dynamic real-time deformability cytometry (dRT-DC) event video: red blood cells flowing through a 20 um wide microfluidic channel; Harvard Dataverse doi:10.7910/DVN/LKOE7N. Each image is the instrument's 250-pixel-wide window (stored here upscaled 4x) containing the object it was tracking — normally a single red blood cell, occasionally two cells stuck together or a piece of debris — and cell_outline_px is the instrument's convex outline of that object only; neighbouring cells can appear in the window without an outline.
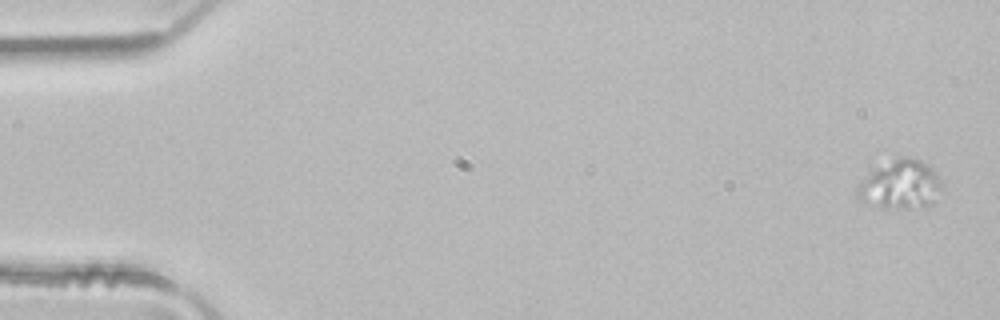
{"species": "common noctule bat (a hibernating species)", "species_latin": "Nyctalus noctula", "temperature_condition": "room temperature", "stored_images_in_passage": 4, "camera_frame_rate_fps": 3000, "um_per_image_px": 0.085, "animal": {"sex": "male", "body_mass_g": 21.5, "forearm_length_mm": 52.0}, "frame": {"image": 1, "passage_image": 1, "time_ms": 0.0, "image_size_px": [1000, 320], "cell_outline_px": [[940, 188], [924, 204], [908, 208], [880, 208], [860, 200], [856, 196], [856, 192], [860, 184], [876, 168], [896, 156], [908, 156], [920, 160], [932, 168], [940, 180]], "centroid_in_image_um": [76.46, 15.65], "position_along_channel_um": 8.5, "area_um2": 23.06}}
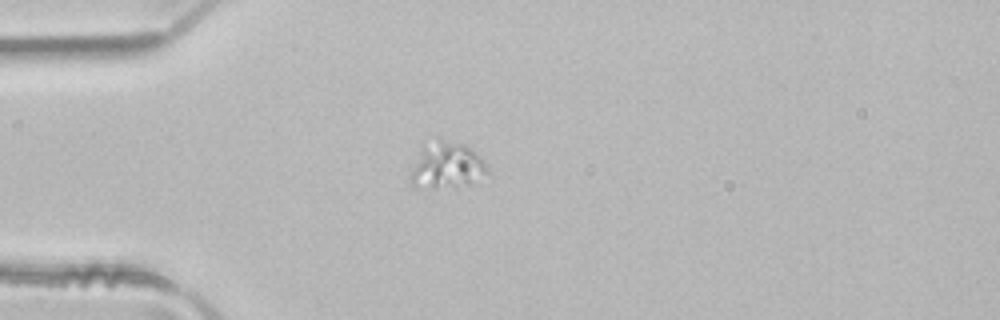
{"frame": {"image": 2, "passage_image": 4, "time_ms": 1.0, "image_size_px": [1000, 320], "cell_outline_px": [[488, 172], [472, 184], [456, 188], [416, 188], [408, 184], [408, 176], [412, 168], [424, 148], [440, 140], [464, 144], [472, 148], [484, 164]], "centroid_in_image_um": [37.95, 14.17], "position_along_channel_um": 47.0, "area_um2": 20.4}}